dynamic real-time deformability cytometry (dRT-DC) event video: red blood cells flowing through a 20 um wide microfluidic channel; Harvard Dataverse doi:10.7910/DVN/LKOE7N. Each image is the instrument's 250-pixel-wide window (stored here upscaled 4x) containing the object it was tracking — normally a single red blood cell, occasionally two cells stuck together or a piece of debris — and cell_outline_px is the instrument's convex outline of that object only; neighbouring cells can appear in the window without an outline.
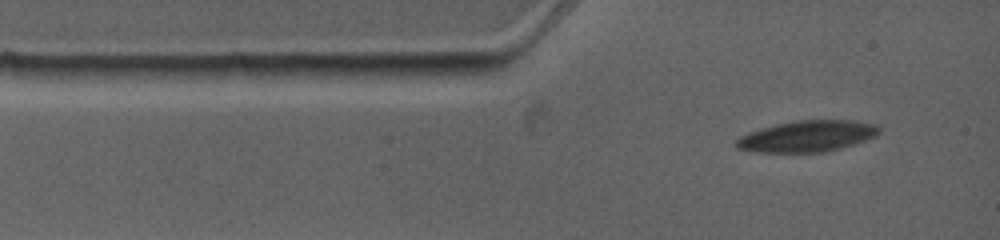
{"species": "common noctule bat (a hibernating species)", "species_latin": "Nyctalus noctula", "temperature_condition": "warm", "stored_images_in_passage": 3, "camera_frame_rate_fps": 4500, "um_per_image_px": 0.085, "animal": {"sex": "female", "body_mass_g": 19.0, "forearm_length_mm": 53.3}, "frame": {"image": 1, "passage_image": 1, "time_ms": 0.0, "image_size_px": [1000, 240], "cell_outline_px": [[880, 132], [876, 136], [852, 144], [824, 152], [756, 152], [736, 148], [736, 140], [740, 136], [748, 132], [760, 128], [776, 124], [796, 120], [852, 120], [876, 124], [880, 128]], "centroid_in_image_um": [68.59, 11.57], "position_along_channel_um": 16.4, "area_um2": 25.89}}
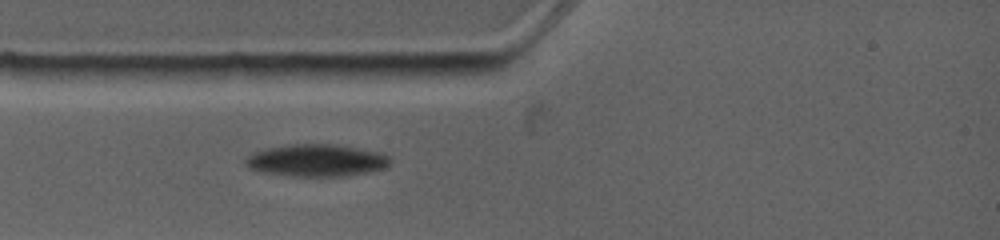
{"frame": {"image": 2, "passage_image": 3, "time_ms": 1.778, "image_size_px": [1000, 240], "cell_outline_px": [[392, 160], [384, 168], [368, 172], [344, 176], [296, 176], [264, 172], [252, 168], [244, 164], [244, 160], [248, 156], [264, 148], [288, 144], [336, 144], [384, 152], [392, 156]], "centroid_in_image_um": [26.97, 13.61], "position_along_channel_um": 58.0, "area_um2": 27.28}}